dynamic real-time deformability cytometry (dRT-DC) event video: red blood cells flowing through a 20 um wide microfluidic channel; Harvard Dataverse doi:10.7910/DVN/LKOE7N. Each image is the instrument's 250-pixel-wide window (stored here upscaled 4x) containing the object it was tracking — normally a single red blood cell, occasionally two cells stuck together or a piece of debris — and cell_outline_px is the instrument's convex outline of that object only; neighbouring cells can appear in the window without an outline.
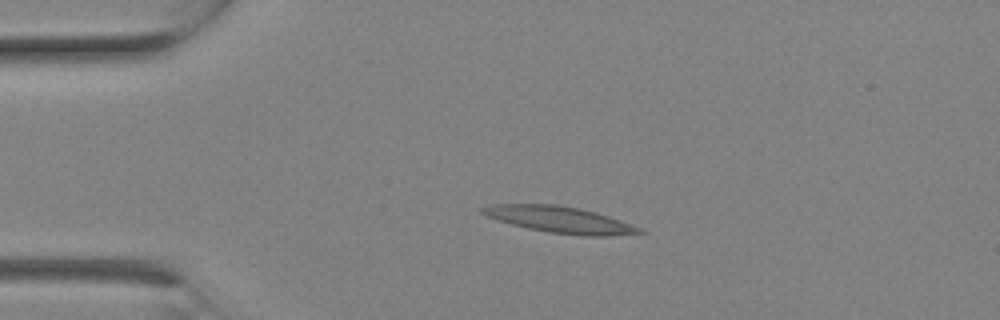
{"species": "Egyptian fruit bat (a non-hibernating species)", "species_latin": "Rousettus aegyptiacus", "temperature_condition": "room temperature", "stored_images_in_passage": 3, "camera_frame_rate_fps": 3000, "um_per_image_px": 0.085, "animal": {"sex": "female"}, "frame": {"image": 1, "passage_image": 3, "time_ms": 0.667, "image_size_px": [1000, 320], "cell_outline_px": [[648, 232], [608, 236], [580, 236], [548, 232], [528, 228], [512, 224], [488, 216], [480, 212], [480, 208], [488, 204], [556, 204], [580, 208], [596, 212], [620, 220], [640, 228]], "centroid_in_image_um": [47.59, 18.67], "position_along_channel_um": 37.4, "area_um2": 24.1}}